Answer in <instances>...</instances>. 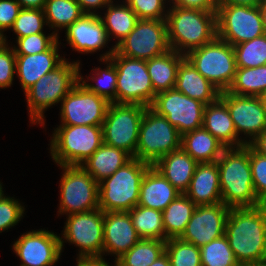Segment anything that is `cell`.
<instances>
[{"mask_svg": "<svg viewBox=\"0 0 266 266\" xmlns=\"http://www.w3.org/2000/svg\"><path fill=\"white\" fill-rule=\"evenodd\" d=\"M67 217L63 238L80 248L78 257H102L104 212L98 208Z\"/></svg>", "mask_w": 266, "mask_h": 266, "instance_id": "obj_15", "label": "cell"}, {"mask_svg": "<svg viewBox=\"0 0 266 266\" xmlns=\"http://www.w3.org/2000/svg\"><path fill=\"white\" fill-rule=\"evenodd\" d=\"M227 91L238 96L259 97L266 91V65L237 68L234 81Z\"/></svg>", "mask_w": 266, "mask_h": 266, "instance_id": "obj_34", "label": "cell"}, {"mask_svg": "<svg viewBox=\"0 0 266 266\" xmlns=\"http://www.w3.org/2000/svg\"><path fill=\"white\" fill-rule=\"evenodd\" d=\"M198 163L182 148L161 157L152 166L180 193H185Z\"/></svg>", "mask_w": 266, "mask_h": 266, "instance_id": "obj_25", "label": "cell"}, {"mask_svg": "<svg viewBox=\"0 0 266 266\" xmlns=\"http://www.w3.org/2000/svg\"><path fill=\"white\" fill-rule=\"evenodd\" d=\"M59 214H77L99 208V183L81 165H60Z\"/></svg>", "mask_w": 266, "mask_h": 266, "instance_id": "obj_11", "label": "cell"}, {"mask_svg": "<svg viewBox=\"0 0 266 266\" xmlns=\"http://www.w3.org/2000/svg\"><path fill=\"white\" fill-rule=\"evenodd\" d=\"M172 4L181 8L217 11L219 0H172Z\"/></svg>", "mask_w": 266, "mask_h": 266, "instance_id": "obj_48", "label": "cell"}, {"mask_svg": "<svg viewBox=\"0 0 266 266\" xmlns=\"http://www.w3.org/2000/svg\"><path fill=\"white\" fill-rule=\"evenodd\" d=\"M180 192L152 165L143 176L138 205L163 211Z\"/></svg>", "mask_w": 266, "mask_h": 266, "instance_id": "obj_24", "label": "cell"}, {"mask_svg": "<svg viewBox=\"0 0 266 266\" xmlns=\"http://www.w3.org/2000/svg\"><path fill=\"white\" fill-rule=\"evenodd\" d=\"M205 106L174 88L157 93L150 108L165 116L182 135L203 126Z\"/></svg>", "mask_w": 266, "mask_h": 266, "instance_id": "obj_14", "label": "cell"}, {"mask_svg": "<svg viewBox=\"0 0 266 266\" xmlns=\"http://www.w3.org/2000/svg\"><path fill=\"white\" fill-rule=\"evenodd\" d=\"M84 14H97L94 9L106 7L112 0H76ZM94 11L92 12L91 10Z\"/></svg>", "mask_w": 266, "mask_h": 266, "instance_id": "obj_49", "label": "cell"}, {"mask_svg": "<svg viewBox=\"0 0 266 266\" xmlns=\"http://www.w3.org/2000/svg\"><path fill=\"white\" fill-rule=\"evenodd\" d=\"M165 245L164 240L140 239L116 260L117 266H150L165 252Z\"/></svg>", "mask_w": 266, "mask_h": 266, "instance_id": "obj_35", "label": "cell"}, {"mask_svg": "<svg viewBox=\"0 0 266 266\" xmlns=\"http://www.w3.org/2000/svg\"><path fill=\"white\" fill-rule=\"evenodd\" d=\"M16 55L8 44L0 49V88L10 87L16 72Z\"/></svg>", "mask_w": 266, "mask_h": 266, "instance_id": "obj_46", "label": "cell"}, {"mask_svg": "<svg viewBox=\"0 0 266 266\" xmlns=\"http://www.w3.org/2000/svg\"><path fill=\"white\" fill-rule=\"evenodd\" d=\"M114 47L120 55L142 60L167 53L171 49L166 19H139L134 29Z\"/></svg>", "mask_w": 266, "mask_h": 266, "instance_id": "obj_13", "label": "cell"}, {"mask_svg": "<svg viewBox=\"0 0 266 266\" xmlns=\"http://www.w3.org/2000/svg\"><path fill=\"white\" fill-rule=\"evenodd\" d=\"M100 59H110L117 69L116 103L150 107L156 93L147 71L146 60L120 55L114 46L101 55Z\"/></svg>", "mask_w": 266, "mask_h": 266, "instance_id": "obj_6", "label": "cell"}, {"mask_svg": "<svg viewBox=\"0 0 266 266\" xmlns=\"http://www.w3.org/2000/svg\"><path fill=\"white\" fill-rule=\"evenodd\" d=\"M61 125L102 126L109 102L79 81L62 99Z\"/></svg>", "mask_w": 266, "mask_h": 266, "instance_id": "obj_16", "label": "cell"}, {"mask_svg": "<svg viewBox=\"0 0 266 266\" xmlns=\"http://www.w3.org/2000/svg\"><path fill=\"white\" fill-rule=\"evenodd\" d=\"M80 62H67L43 75L26 92V100L32 124H44V110L59 103L79 82Z\"/></svg>", "mask_w": 266, "mask_h": 266, "instance_id": "obj_5", "label": "cell"}, {"mask_svg": "<svg viewBox=\"0 0 266 266\" xmlns=\"http://www.w3.org/2000/svg\"><path fill=\"white\" fill-rule=\"evenodd\" d=\"M107 13H105L104 18L100 16L108 39L110 35L118 39L116 45L123 40L136 26L139 18L136 16L135 12L125 3V5H113L111 1L107 5Z\"/></svg>", "mask_w": 266, "mask_h": 266, "instance_id": "obj_32", "label": "cell"}, {"mask_svg": "<svg viewBox=\"0 0 266 266\" xmlns=\"http://www.w3.org/2000/svg\"><path fill=\"white\" fill-rule=\"evenodd\" d=\"M250 168L255 194L261 204L266 202V157L250 146Z\"/></svg>", "mask_w": 266, "mask_h": 266, "instance_id": "obj_43", "label": "cell"}, {"mask_svg": "<svg viewBox=\"0 0 266 266\" xmlns=\"http://www.w3.org/2000/svg\"><path fill=\"white\" fill-rule=\"evenodd\" d=\"M239 266H266V261L240 264Z\"/></svg>", "mask_w": 266, "mask_h": 266, "instance_id": "obj_56", "label": "cell"}, {"mask_svg": "<svg viewBox=\"0 0 266 266\" xmlns=\"http://www.w3.org/2000/svg\"><path fill=\"white\" fill-rule=\"evenodd\" d=\"M181 148V134L165 116L146 107L141 119L135 158L153 165L161 157Z\"/></svg>", "mask_w": 266, "mask_h": 266, "instance_id": "obj_9", "label": "cell"}, {"mask_svg": "<svg viewBox=\"0 0 266 266\" xmlns=\"http://www.w3.org/2000/svg\"><path fill=\"white\" fill-rule=\"evenodd\" d=\"M202 266H239L229 245L228 238L223 235L200 247Z\"/></svg>", "mask_w": 266, "mask_h": 266, "instance_id": "obj_38", "label": "cell"}, {"mask_svg": "<svg viewBox=\"0 0 266 266\" xmlns=\"http://www.w3.org/2000/svg\"><path fill=\"white\" fill-rule=\"evenodd\" d=\"M259 9L261 11L262 21L266 32V2H261L259 5Z\"/></svg>", "mask_w": 266, "mask_h": 266, "instance_id": "obj_55", "label": "cell"}, {"mask_svg": "<svg viewBox=\"0 0 266 266\" xmlns=\"http://www.w3.org/2000/svg\"><path fill=\"white\" fill-rule=\"evenodd\" d=\"M203 127L226 148L247 144L245 139H239L227 106L220 98L205 106Z\"/></svg>", "mask_w": 266, "mask_h": 266, "instance_id": "obj_26", "label": "cell"}, {"mask_svg": "<svg viewBox=\"0 0 266 266\" xmlns=\"http://www.w3.org/2000/svg\"><path fill=\"white\" fill-rule=\"evenodd\" d=\"M257 153L266 157V130L249 144Z\"/></svg>", "mask_w": 266, "mask_h": 266, "instance_id": "obj_50", "label": "cell"}, {"mask_svg": "<svg viewBox=\"0 0 266 266\" xmlns=\"http://www.w3.org/2000/svg\"><path fill=\"white\" fill-rule=\"evenodd\" d=\"M171 7L166 18L171 50L186 55L217 36L216 11Z\"/></svg>", "mask_w": 266, "mask_h": 266, "instance_id": "obj_3", "label": "cell"}, {"mask_svg": "<svg viewBox=\"0 0 266 266\" xmlns=\"http://www.w3.org/2000/svg\"><path fill=\"white\" fill-rule=\"evenodd\" d=\"M230 208L220 202L214 205H196L181 239L201 247L225 235Z\"/></svg>", "mask_w": 266, "mask_h": 266, "instance_id": "obj_18", "label": "cell"}, {"mask_svg": "<svg viewBox=\"0 0 266 266\" xmlns=\"http://www.w3.org/2000/svg\"><path fill=\"white\" fill-rule=\"evenodd\" d=\"M220 99L226 104L237 135L251 136L247 144L253 142L266 130V111L259 97L238 96L228 91L220 93Z\"/></svg>", "mask_w": 266, "mask_h": 266, "instance_id": "obj_19", "label": "cell"}, {"mask_svg": "<svg viewBox=\"0 0 266 266\" xmlns=\"http://www.w3.org/2000/svg\"><path fill=\"white\" fill-rule=\"evenodd\" d=\"M46 25L51 28H68L84 13L76 0H47L43 8Z\"/></svg>", "mask_w": 266, "mask_h": 266, "instance_id": "obj_36", "label": "cell"}, {"mask_svg": "<svg viewBox=\"0 0 266 266\" xmlns=\"http://www.w3.org/2000/svg\"><path fill=\"white\" fill-rule=\"evenodd\" d=\"M181 148L197 163L216 162L226 148L203 126L181 135Z\"/></svg>", "mask_w": 266, "mask_h": 266, "instance_id": "obj_28", "label": "cell"}, {"mask_svg": "<svg viewBox=\"0 0 266 266\" xmlns=\"http://www.w3.org/2000/svg\"><path fill=\"white\" fill-rule=\"evenodd\" d=\"M184 194L196 205H214L222 202L217 161L198 163L190 186Z\"/></svg>", "mask_w": 266, "mask_h": 266, "instance_id": "obj_23", "label": "cell"}, {"mask_svg": "<svg viewBox=\"0 0 266 266\" xmlns=\"http://www.w3.org/2000/svg\"><path fill=\"white\" fill-rule=\"evenodd\" d=\"M165 252L171 266H202L200 248L181 238L168 239Z\"/></svg>", "mask_w": 266, "mask_h": 266, "instance_id": "obj_40", "label": "cell"}, {"mask_svg": "<svg viewBox=\"0 0 266 266\" xmlns=\"http://www.w3.org/2000/svg\"><path fill=\"white\" fill-rule=\"evenodd\" d=\"M23 9H42L47 0H16Z\"/></svg>", "mask_w": 266, "mask_h": 266, "instance_id": "obj_52", "label": "cell"}, {"mask_svg": "<svg viewBox=\"0 0 266 266\" xmlns=\"http://www.w3.org/2000/svg\"><path fill=\"white\" fill-rule=\"evenodd\" d=\"M145 109L138 104L110 103L102 124L103 143L122 149L135 158Z\"/></svg>", "mask_w": 266, "mask_h": 266, "instance_id": "obj_10", "label": "cell"}, {"mask_svg": "<svg viewBox=\"0 0 266 266\" xmlns=\"http://www.w3.org/2000/svg\"><path fill=\"white\" fill-rule=\"evenodd\" d=\"M166 0H126V4L135 12L139 19L165 20Z\"/></svg>", "mask_w": 266, "mask_h": 266, "instance_id": "obj_44", "label": "cell"}, {"mask_svg": "<svg viewBox=\"0 0 266 266\" xmlns=\"http://www.w3.org/2000/svg\"><path fill=\"white\" fill-rule=\"evenodd\" d=\"M58 40L42 53L30 55H16V72L20 79L22 88L26 92L43 75L58 67L65 58L58 54Z\"/></svg>", "mask_w": 266, "mask_h": 266, "instance_id": "obj_22", "label": "cell"}, {"mask_svg": "<svg viewBox=\"0 0 266 266\" xmlns=\"http://www.w3.org/2000/svg\"><path fill=\"white\" fill-rule=\"evenodd\" d=\"M262 205H263V206H264V208L266 209V202H264Z\"/></svg>", "mask_w": 266, "mask_h": 266, "instance_id": "obj_60", "label": "cell"}, {"mask_svg": "<svg viewBox=\"0 0 266 266\" xmlns=\"http://www.w3.org/2000/svg\"><path fill=\"white\" fill-rule=\"evenodd\" d=\"M128 213L141 239H158L165 241V230L161 211L137 205Z\"/></svg>", "mask_w": 266, "mask_h": 266, "instance_id": "obj_33", "label": "cell"}, {"mask_svg": "<svg viewBox=\"0 0 266 266\" xmlns=\"http://www.w3.org/2000/svg\"><path fill=\"white\" fill-rule=\"evenodd\" d=\"M151 164L132 158L99 182V208L103 212H129L139 203L140 185Z\"/></svg>", "mask_w": 266, "mask_h": 266, "instance_id": "obj_4", "label": "cell"}, {"mask_svg": "<svg viewBox=\"0 0 266 266\" xmlns=\"http://www.w3.org/2000/svg\"><path fill=\"white\" fill-rule=\"evenodd\" d=\"M217 166L222 203L229 208L262 205L254 191L249 144L225 148Z\"/></svg>", "mask_w": 266, "mask_h": 266, "instance_id": "obj_2", "label": "cell"}, {"mask_svg": "<svg viewBox=\"0 0 266 266\" xmlns=\"http://www.w3.org/2000/svg\"><path fill=\"white\" fill-rule=\"evenodd\" d=\"M46 18L42 9H21L15 19L12 30L16 33L17 39L31 34L43 33Z\"/></svg>", "mask_w": 266, "mask_h": 266, "instance_id": "obj_41", "label": "cell"}, {"mask_svg": "<svg viewBox=\"0 0 266 266\" xmlns=\"http://www.w3.org/2000/svg\"><path fill=\"white\" fill-rule=\"evenodd\" d=\"M196 204L184 193H180L163 211L165 241L180 238L190 221Z\"/></svg>", "mask_w": 266, "mask_h": 266, "instance_id": "obj_31", "label": "cell"}, {"mask_svg": "<svg viewBox=\"0 0 266 266\" xmlns=\"http://www.w3.org/2000/svg\"><path fill=\"white\" fill-rule=\"evenodd\" d=\"M175 89L205 105L220 98L221 91L203 77L185 58L179 65Z\"/></svg>", "mask_w": 266, "mask_h": 266, "instance_id": "obj_27", "label": "cell"}, {"mask_svg": "<svg viewBox=\"0 0 266 266\" xmlns=\"http://www.w3.org/2000/svg\"><path fill=\"white\" fill-rule=\"evenodd\" d=\"M264 110L266 111V91L259 96Z\"/></svg>", "mask_w": 266, "mask_h": 266, "instance_id": "obj_57", "label": "cell"}, {"mask_svg": "<svg viewBox=\"0 0 266 266\" xmlns=\"http://www.w3.org/2000/svg\"><path fill=\"white\" fill-rule=\"evenodd\" d=\"M66 37L72 49L81 53L100 50L110 40L100 15L97 14H83L66 28Z\"/></svg>", "mask_w": 266, "mask_h": 266, "instance_id": "obj_21", "label": "cell"}, {"mask_svg": "<svg viewBox=\"0 0 266 266\" xmlns=\"http://www.w3.org/2000/svg\"><path fill=\"white\" fill-rule=\"evenodd\" d=\"M185 58L221 92L232 85L237 70L234 48L217 36L206 45L186 53Z\"/></svg>", "mask_w": 266, "mask_h": 266, "instance_id": "obj_8", "label": "cell"}, {"mask_svg": "<svg viewBox=\"0 0 266 266\" xmlns=\"http://www.w3.org/2000/svg\"><path fill=\"white\" fill-rule=\"evenodd\" d=\"M3 194L2 185L0 183V196Z\"/></svg>", "mask_w": 266, "mask_h": 266, "instance_id": "obj_59", "label": "cell"}, {"mask_svg": "<svg viewBox=\"0 0 266 266\" xmlns=\"http://www.w3.org/2000/svg\"><path fill=\"white\" fill-rule=\"evenodd\" d=\"M25 208L13 197L0 196V232L15 226L23 217Z\"/></svg>", "mask_w": 266, "mask_h": 266, "instance_id": "obj_45", "label": "cell"}, {"mask_svg": "<svg viewBox=\"0 0 266 266\" xmlns=\"http://www.w3.org/2000/svg\"><path fill=\"white\" fill-rule=\"evenodd\" d=\"M225 235L239 264L266 261V209L230 208Z\"/></svg>", "mask_w": 266, "mask_h": 266, "instance_id": "obj_1", "label": "cell"}, {"mask_svg": "<svg viewBox=\"0 0 266 266\" xmlns=\"http://www.w3.org/2000/svg\"><path fill=\"white\" fill-rule=\"evenodd\" d=\"M237 68L266 65V33L233 46Z\"/></svg>", "mask_w": 266, "mask_h": 266, "instance_id": "obj_37", "label": "cell"}, {"mask_svg": "<svg viewBox=\"0 0 266 266\" xmlns=\"http://www.w3.org/2000/svg\"><path fill=\"white\" fill-rule=\"evenodd\" d=\"M63 240L46 230L30 231L13 244L20 266H53L60 258Z\"/></svg>", "mask_w": 266, "mask_h": 266, "instance_id": "obj_17", "label": "cell"}, {"mask_svg": "<svg viewBox=\"0 0 266 266\" xmlns=\"http://www.w3.org/2000/svg\"><path fill=\"white\" fill-rule=\"evenodd\" d=\"M132 158L126 151L103 143L81 166L99 183Z\"/></svg>", "mask_w": 266, "mask_h": 266, "instance_id": "obj_29", "label": "cell"}, {"mask_svg": "<svg viewBox=\"0 0 266 266\" xmlns=\"http://www.w3.org/2000/svg\"><path fill=\"white\" fill-rule=\"evenodd\" d=\"M140 239L128 212H104V254H116V261Z\"/></svg>", "mask_w": 266, "mask_h": 266, "instance_id": "obj_20", "label": "cell"}, {"mask_svg": "<svg viewBox=\"0 0 266 266\" xmlns=\"http://www.w3.org/2000/svg\"><path fill=\"white\" fill-rule=\"evenodd\" d=\"M7 43H6V38L5 36L3 35V31H0V49L5 46Z\"/></svg>", "mask_w": 266, "mask_h": 266, "instance_id": "obj_58", "label": "cell"}, {"mask_svg": "<svg viewBox=\"0 0 266 266\" xmlns=\"http://www.w3.org/2000/svg\"><path fill=\"white\" fill-rule=\"evenodd\" d=\"M57 32L49 36L44 33L31 34L29 36L18 38V47H12L15 55H30L47 51L57 40Z\"/></svg>", "mask_w": 266, "mask_h": 266, "instance_id": "obj_42", "label": "cell"}, {"mask_svg": "<svg viewBox=\"0 0 266 266\" xmlns=\"http://www.w3.org/2000/svg\"><path fill=\"white\" fill-rule=\"evenodd\" d=\"M51 138V156L58 165H82L102 144V126L60 125Z\"/></svg>", "mask_w": 266, "mask_h": 266, "instance_id": "obj_7", "label": "cell"}, {"mask_svg": "<svg viewBox=\"0 0 266 266\" xmlns=\"http://www.w3.org/2000/svg\"><path fill=\"white\" fill-rule=\"evenodd\" d=\"M21 9L16 0H0V31L13 27Z\"/></svg>", "mask_w": 266, "mask_h": 266, "instance_id": "obj_47", "label": "cell"}, {"mask_svg": "<svg viewBox=\"0 0 266 266\" xmlns=\"http://www.w3.org/2000/svg\"><path fill=\"white\" fill-rule=\"evenodd\" d=\"M262 0H219V4H233L243 6H259Z\"/></svg>", "mask_w": 266, "mask_h": 266, "instance_id": "obj_53", "label": "cell"}, {"mask_svg": "<svg viewBox=\"0 0 266 266\" xmlns=\"http://www.w3.org/2000/svg\"><path fill=\"white\" fill-rule=\"evenodd\" d=\"M150 266H171L166 252L159 256Z\"/></svg>", "mask_w": 266, "mask_h": 266, "instance_id": "obj_54", "label": "cell"}, {"mask_svg": "<svg viewBox=\"0 0 266 266\" xmlns=\"http://www.w3.org/2000/svg\"><path fill=\"white\" fill-rule=\"evenodd\" d=\"M114 266H117L116 261ZM77 266H111L108 265L107 262L103 259V257L100 258H78L77 259Z\"/></svg>", "mask_w": 266, "mask_h": 266, "instance_id": "obj_51", "label": "cell"}, {"mask_svg": "<svg viewBox=\"0 0 266 266\" xmlns=\"http://www.w3.org/2000/svg\"><path fill=\"white\" fill-rule=\"evenodd\" d=\"M184 59L185 55L169 50L161 56L146 60L147 71L156 94L175 88L178 67Z\"/></svg>", "mask_w": 266, "mask_h": 266, "instance_id": "obj_30", "label": "cell"}, {"mask_svg": "<svg viewBox=\"0 0 266 266\" xmlns=\"http://www.w3.org/2000/svg\"><path fill=\"white\" fill-rule=\"evenodd\" d=\"M217 37L235 46L265 34L259 6L219 4Z\"/></svg>", "mask_w": 266, "mask_h": 266, "instance_id": "obj_12", "label": "cell"}, {"mask_svg": "<svg viewBox=\"0 0 266 266\" xmlns=\"http://www.w3.org/2000/svg\"><path fill=\"white\" fill-rule=\"evenodd\" d=\"M100 60L108 63L104 70L100 68L95 69L98 72L95 73L97 77L95 78L92 76L91 79L98 83L96 85L87 84L85 80H82V76H79V81L82 82L83 86H85L89 91L105 98L109 103H116L117 69L110 59Z\"/></svg>", "mask_w": 266, "mask_h": 266, "instance_id": "obj_39", "label": "cell"}]
</instances>
